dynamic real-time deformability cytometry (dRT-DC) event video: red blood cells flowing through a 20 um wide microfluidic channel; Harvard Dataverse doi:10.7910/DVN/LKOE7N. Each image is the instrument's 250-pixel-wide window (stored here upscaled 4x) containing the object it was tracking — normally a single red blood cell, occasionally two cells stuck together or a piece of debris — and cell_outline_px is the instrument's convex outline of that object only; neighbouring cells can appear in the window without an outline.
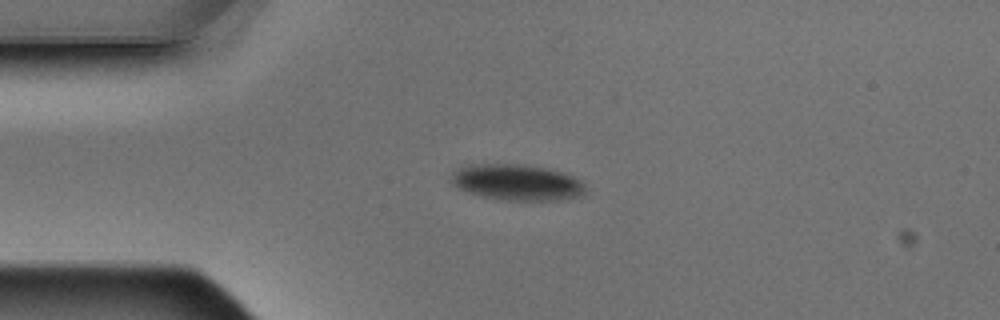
{"species": "Egyptian fruit bat (a non-hibernating species)", "species_latin": "Rousettus aegyptiacus", "temperature_condition": "warm", "stored_images_in_passage": 7, "camera_frame_rate_fps": 3000, "um_per_image_px": 0.085, "animal": {"sex": "male"}, "frame": {"image": 1, "passage_image": 1, "time_ms": 0.0, "image_size_px": [1000, 320], "cell_outline_px": [[584, 192], [580, 196], [556, 200], [504, 200], [484, 196], [468, 192], [452, 184], [452, 172], [460, 168], [472, 164], [524, 164], [548, 168], [564, 172], [580, 180], [584, 184]], "centroid_in_image_um": [43.96, 15.49], "position_along_channel_um": 41.0, "area_um2": 27.98}}
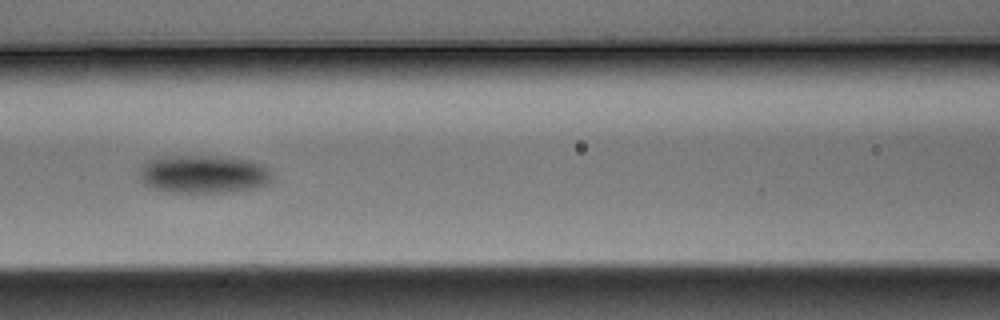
{"frame": {"image": 2, "passage_image": 4, "time_ms": 1.0, "image_size_px": [1000, 320], "cell_outline_px": [[272, 168], [268, 184], [256, 188], [236, 192], [172, 192], [156, 188], [144, 184], [140, 180], [140, 164], [148, 160], [160, 156], [220, 156], [252, 160], [264, 164]], "centroid_in_image_um": [17.33, 14.79], "position_along_channel_um": 149.3, "area_um2": 29.94}}
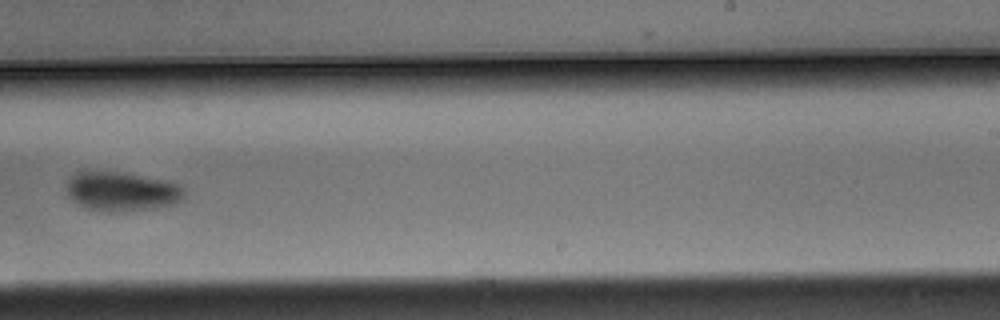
{"frame": {"image": 3, "passage_image": 7, "time_ms": 2.0, "image_size_px": [1000, 320], "cell_outline_px": [[184, 200], [172, 204], [148, 208], [112, 212], [84, 208], [72, 200], [68, 196], [64, 188], [68, 180], [76, 172], [120, 172], [164, 180], [180, 184], [184, 188]], "centroid_in_image_um": [10.31, 16.27], "position_along_channel_um": 278.7, "area_um2": 26.76}}